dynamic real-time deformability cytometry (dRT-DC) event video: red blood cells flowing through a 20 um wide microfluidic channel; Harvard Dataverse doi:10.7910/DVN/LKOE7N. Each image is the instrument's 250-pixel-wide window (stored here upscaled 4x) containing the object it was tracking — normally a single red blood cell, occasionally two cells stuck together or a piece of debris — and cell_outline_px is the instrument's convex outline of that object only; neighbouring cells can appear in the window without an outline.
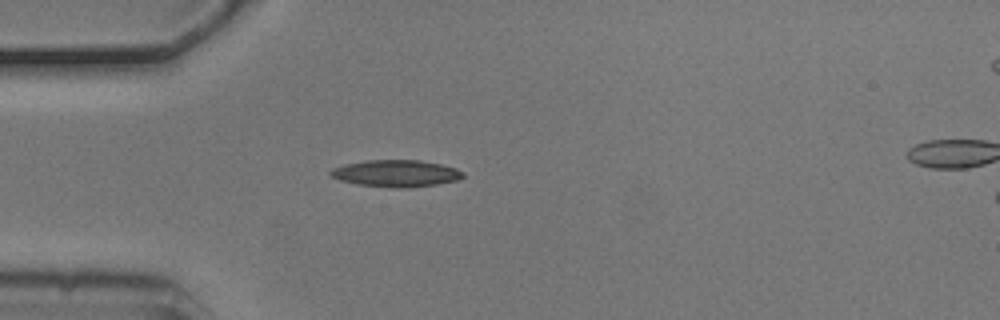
{"species": "common noctule bat (a hibernating species)", "species_latin": "Nyctalus noctula", "temperature_condition": "cold", "stored_images_in_passage": 6, "camera_frame_rate_fps": 3000, "um_per_image_px": 0.085, "animal": {"sex": "male", "body_mass_g": 20.5, "forearm_length_mm": 52.5}, "frame": {"image": 1, "passage_image": 6, "time_ms": 1.667, "image_size_px": [1000, 320], "cell_outline_px": [[464, 176], [456, 180], [436, 184], [408, 188], [392, 188], [356, 184], [340, 180], [332, 176], [328, 172], [332, 168], [344, 164], [368, 160], [420, 160], [440, 164], [456, 168], [464, 172]], "centroid_in_image_um": [33.65, 14.74], "position_along_channel_um": 51.4, "area_um2": 20.75}}